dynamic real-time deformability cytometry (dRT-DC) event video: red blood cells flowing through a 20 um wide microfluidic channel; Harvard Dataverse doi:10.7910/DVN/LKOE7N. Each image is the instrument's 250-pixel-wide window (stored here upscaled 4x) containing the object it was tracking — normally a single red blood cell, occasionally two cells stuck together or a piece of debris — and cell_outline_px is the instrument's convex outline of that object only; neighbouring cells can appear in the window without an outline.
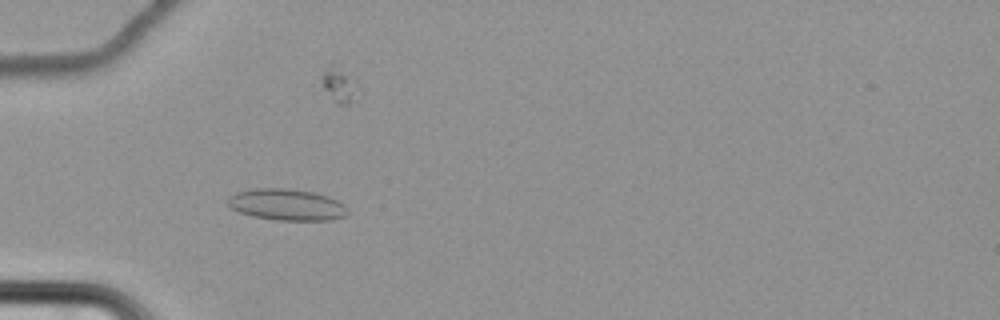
{"species": "common noctule bat (a hibernating species)", "species_latin": "Nyctalus noctula", "temperature_condition": "cold", "stored_images_in_passage": 68, "camera_frame_rate_fps": 3000, "um_per_image_px": 0.085, "animal": {"sex": "female", "body_mass_g": 22.7, "forearm_length_mm": 54.2}, "frame": {"image": 1, "passage_image": 26, "time_ms": 8.333, "image_size_px": [1000, 320], "cell_outline_px": [[348, 212], [344, 216], [332, 220], [276, 220], [252, 216], [240, 212], [232, 208], [228, 204], [228, 196], [236, 192], [256, 188], [288, 188], [316, 192], [328, 196], [344, 204], [348, 208]], "centroid_in_image_um": [24.39, 17.39], "position_along_channel_um": 60.6, "area_um2": 22.08}}
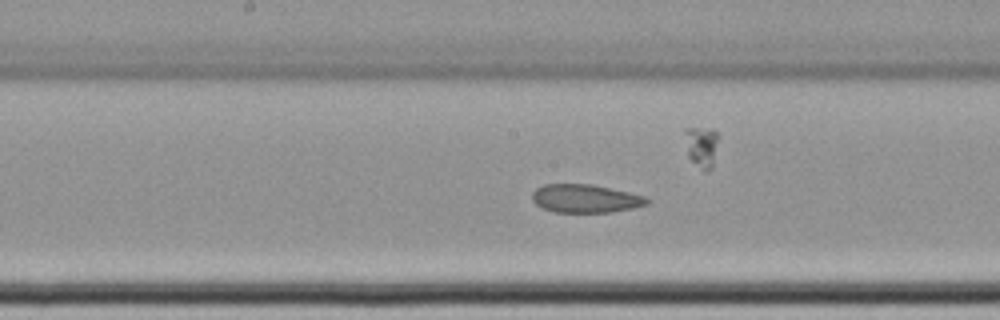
{"frame": {"image": 2, "passage_image": 39, "time_ms": 12.667, "image_size_px": [1000, 320], "cell_outline_px": [[648, 204], [632, 208], [612, 212], [556, 212], [544, 208], [536, 204], [532, 200], [532, 192], [536, 188], [544, 184], [592, 184], [628, 192], [644, 196], [648, 200]], "centroid_in_image_um": [49.73, 16.87], "position_along_channel_um": 198.5, "area_um2": 18.79}}
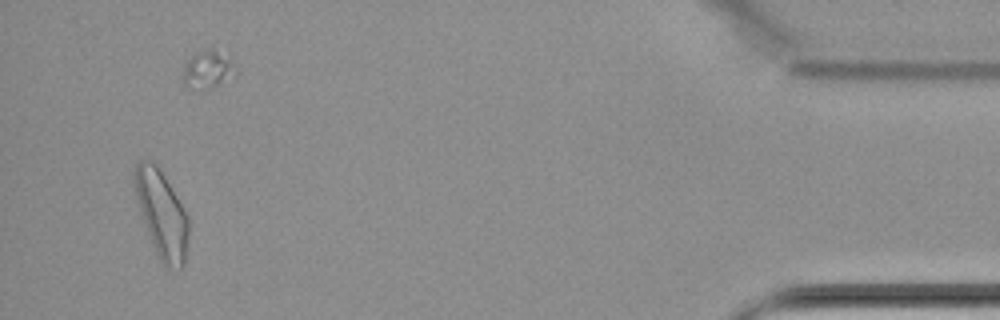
{"frame": {"image": 3, "passage_image": 65, "time_ms": 21.333, "image_size_px": [1000, 320], "cell_outline_px": [[188, 236], [184, 264], [180, 268], [164, 268], [156, 252], [140, 212], [136, 196], [132, 172], [136, 164], [140, 160], [152, 160], [160, 168], [188, 216]], "centroid_in_image_um": [13.73, 18.17], "position_along_channel_um": 421.5, "area_um2": 27.22}, "authors_computed_cell_mechanics": {"area_um2": 21.8773, "velocity_mm_per_s": 3.4181, "shape_relaxation_time_tau1_ms": null, "shape_relaxation_time_tau2_ms": 7.1559, "deformation_change_tau1": null, "deformation_change_tau2": 0.0907}}